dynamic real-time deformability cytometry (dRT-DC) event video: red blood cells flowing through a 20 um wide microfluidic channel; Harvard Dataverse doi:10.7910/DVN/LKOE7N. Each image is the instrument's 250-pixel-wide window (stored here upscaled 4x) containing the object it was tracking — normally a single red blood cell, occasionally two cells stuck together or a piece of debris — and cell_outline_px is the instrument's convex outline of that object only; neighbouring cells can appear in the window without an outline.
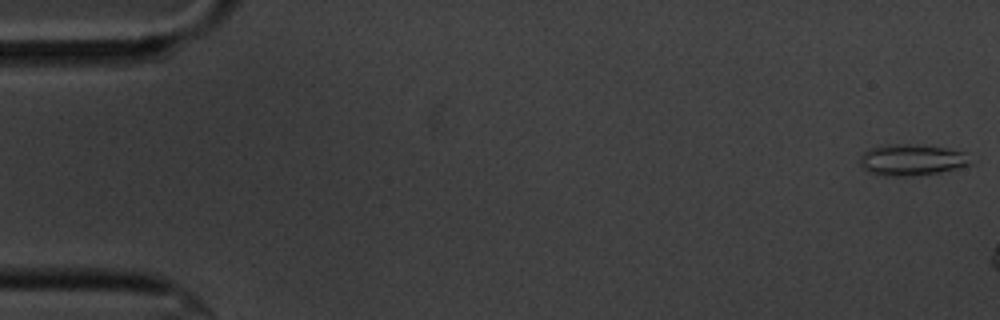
{"species": "common noctule bat (a hibernating species)", "species_latin": "Nyctalus noctula", "temperature_condition": "cold", "stored_images_in_passage": 7, "camera_frame_rate_fps": 3000, "um_per_image_px": 0.085, "animal": {"sex": "male", "body_mass_g": 20.1, "forearm_length_mm": 53.5}, "frame": {"image": 1, "passage_image": 1, "time_ms": 0.0, "image_size_px": [1000, 320], "cell_outline_px": [[972, 164], [940, 172], [912, 176], [884, 176], [868, 172], [856, 160], [868, 148], [880, 144], [924, 144], [968, 152]], "centroid_in_image_um": [77.47, 13.57], "position_along_channel_um": 7.5, "area_um2": 20.75}}